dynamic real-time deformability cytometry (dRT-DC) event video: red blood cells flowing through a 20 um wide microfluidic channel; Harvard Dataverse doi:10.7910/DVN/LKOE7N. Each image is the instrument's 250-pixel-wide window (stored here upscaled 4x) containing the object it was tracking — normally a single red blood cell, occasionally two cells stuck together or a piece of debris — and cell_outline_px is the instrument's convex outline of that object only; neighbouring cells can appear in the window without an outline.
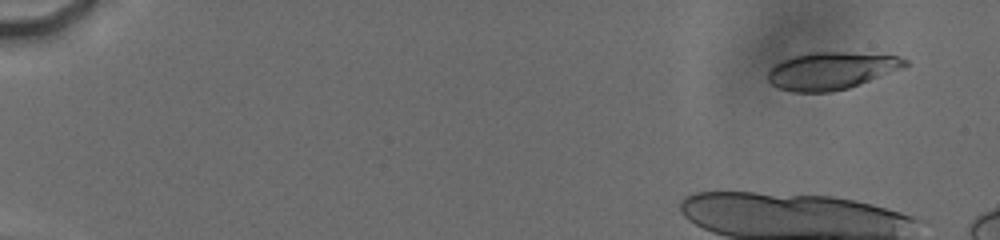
{"species": "human", "species_latin": "Homo sapiens", "temperature_condition": "cold", "stored_images_in_passage": 12, "camera_frame_rate_fps": 3000, "um_per_image_px": 0.085, "donor": {"sex": "male"}, "frame": {"image": 1, "passage_image": 3, "time_ms": 1.0, "image_size_px": [1000, 240], "cell_outline_px": [[908, 64], [904, 68], [848, 88], [832, 92], [792, 92], [780, 88], [772, 84], [768, 80], [768, 72], [776, 64], [792, 56], [808, 52], [844, 52], [900, 56], [908, 60]], "centroid_in_image_um": [70.69, 6.01], "position_along_channel_um": 14.3, "area_um2": 29.77}}